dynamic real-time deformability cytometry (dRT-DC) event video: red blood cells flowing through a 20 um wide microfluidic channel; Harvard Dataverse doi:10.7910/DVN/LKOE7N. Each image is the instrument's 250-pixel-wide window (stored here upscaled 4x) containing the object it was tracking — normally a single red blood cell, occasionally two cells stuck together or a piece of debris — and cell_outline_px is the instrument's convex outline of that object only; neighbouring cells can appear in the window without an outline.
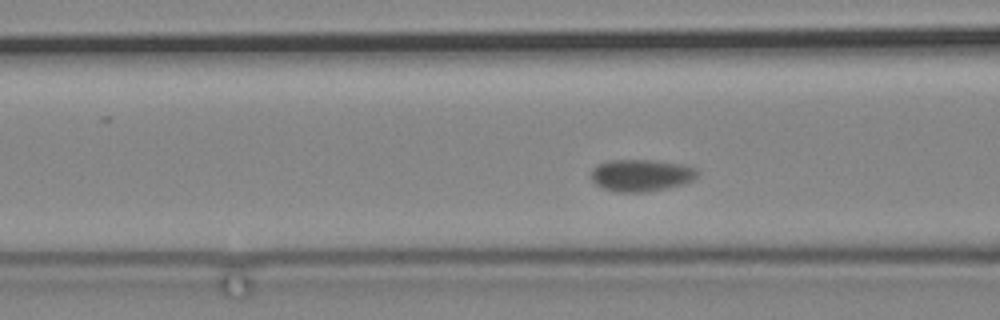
{"species": "common noctule bat (a hibernating species)", "species_latin": "Nyctalus noctula", "temperature_condition": "cold", "stored_images_in_passage": 45, "camera_frame_rate_fps": 3000, "um_per_image_px": 0.085, "animal": {"sex": "male", "body_mass_g": 19.2, "forearm_length_mm": 51.8}, "frame": {"image": 1, "passage_image": 6, "time_ms": 1.667, "image_size_px": [1000, 320], "cell_outline_px": [[700, 172], [692, 180], [684, 184], [644, 192], [616, 192], [604, 188], [596, 184], [592, 180], [592, 168], [596, 164], [608, 160], [652, 160], [680, 164], [696, 168]], "centroid_in_image_um": [54.48, 14.89], "position_along_channel_um": 112.1, "area_um2": 19.77}}
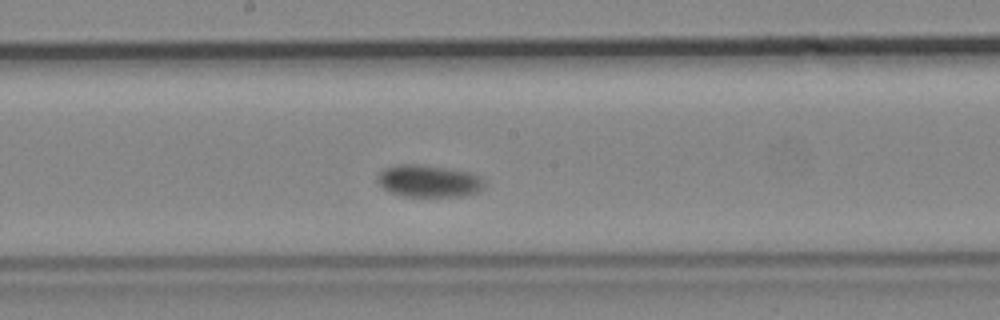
{"frame": {"image": 2, "passage_image": 16, "time_ms": 5.0, "image_size_px": [1000, 320], "cell_outline_px": [[484, 188], [476, 192], [460, 196], [404, 196], [392, 192], [384, 188], [376, 180], [376, 176], [384, 168], [396, 164], [416, 164], [444, 168], [468, 172], [480, 176], [484, 180]], "centroid_in_image_um": [36.42, 15.38], "position_along_channel_um": 211.8, "area_um2": 19.83}}
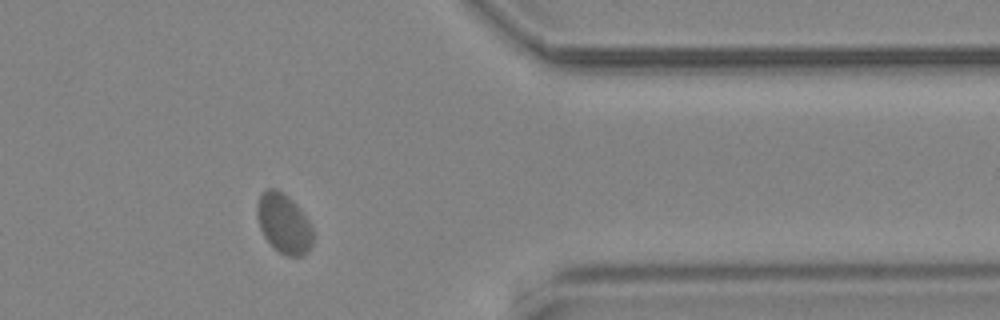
{"frame": {"image": 3, "passage_image": 35, "time_ms": 11.333, "image_size_px": [1000, 320], "cell_outline_px": [[312, 244], [308, 252], [300, 256], [288, 256], [272, 248], [264, 236], [260, 228], [256, 216], [256, 204], [260, 196], [268, 188], [276, 188], [284, 192], [296, 204], [308, 220], [312, 228]], "centroid_in_image_um": [24.1, 18.99], "position_along_channel_um": 387.3, "area_um2": 19.54}}